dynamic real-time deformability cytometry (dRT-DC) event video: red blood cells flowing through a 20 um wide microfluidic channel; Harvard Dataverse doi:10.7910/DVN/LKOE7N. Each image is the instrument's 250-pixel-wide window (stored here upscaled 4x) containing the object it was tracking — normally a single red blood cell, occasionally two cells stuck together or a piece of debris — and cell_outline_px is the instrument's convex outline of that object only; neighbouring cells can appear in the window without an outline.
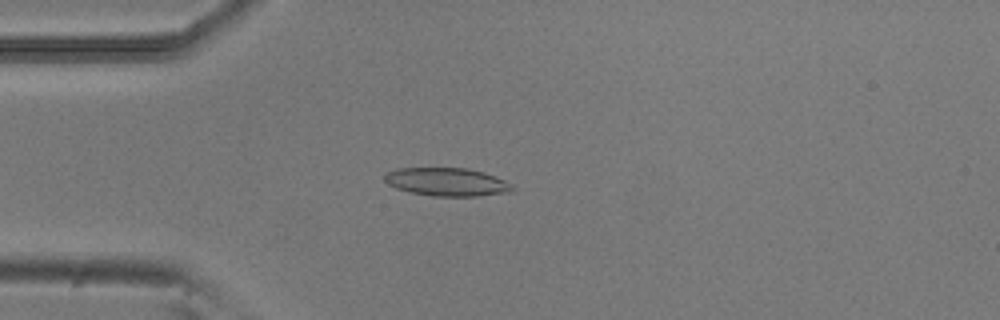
{"species": "common noctule bat (a hibernating species)", "species_latin": "Nyctalus noctula", "temperature_condition": "room temperature", "stored_images_in_passage": 3, "camera_frame_rate_fps": 3000, "um_per_image_px": 0.085, "animal": {"sex": "male", "body_mass_g": 20.5, "forearm_length_mm": 52.5}, "frame": {"image": 1, "passage_image": 2, "time_ms": 0.333, "image_size_px": [1000, 320], "cell_outline_px": [[516, 188], [512, 192], [476, 196], [432, 196], [408, 192], [396, 188], [388, 184], [384, 180], [384, 176], [388, 172], [396, 168], [468, 168], [484, 172], [504, 180], [512, 184]], "centroid_in_image_um": [38.0, 15.47], "position_along_channel_um": 47.0, "area_um2": 21.15}}